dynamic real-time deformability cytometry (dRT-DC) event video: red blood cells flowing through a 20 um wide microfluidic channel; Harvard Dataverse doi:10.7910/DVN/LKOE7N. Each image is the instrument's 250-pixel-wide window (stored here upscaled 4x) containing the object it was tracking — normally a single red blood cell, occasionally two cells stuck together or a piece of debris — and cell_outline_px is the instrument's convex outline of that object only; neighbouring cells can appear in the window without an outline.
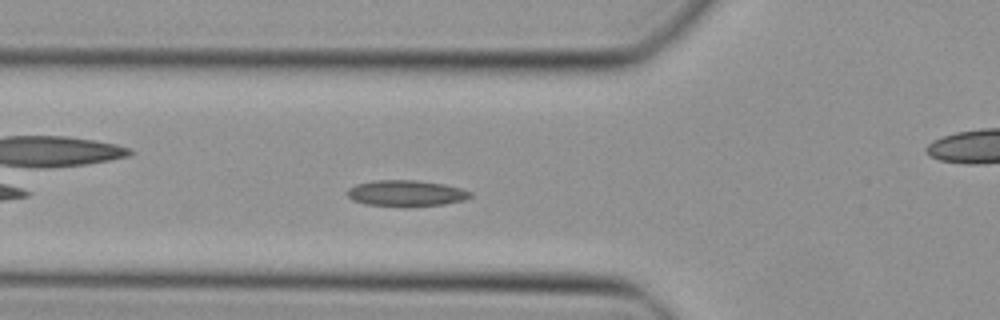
{"species": "Egyptian fruit bat (a non-hibernating species)", "species_latin": "Rousettus aegyptiacus", "temperature_condition": "cold", "stored_images_in_passage": 30, "camera_frame_rate_fps": 3000, "um_per_image_px": 0.085, "animal": {"sex": "female"}, "frame": {"image": 1, "passage_image": 6, "time_ms": 1.667, "image_size_px": [1000, 320], "cell_outline_px": [[472, 196], [464, 200], [444, 204], [364, 204], [352, 200], [348, 196], [348, 188], [356, 184], [376, 180], [416, 180], [444, 184], [460, 188], [472, 192]], "centroid_in_image_um": [34.52, 16.38], "position_along_channel_um": 91.3, "area_um2": 17.92}}
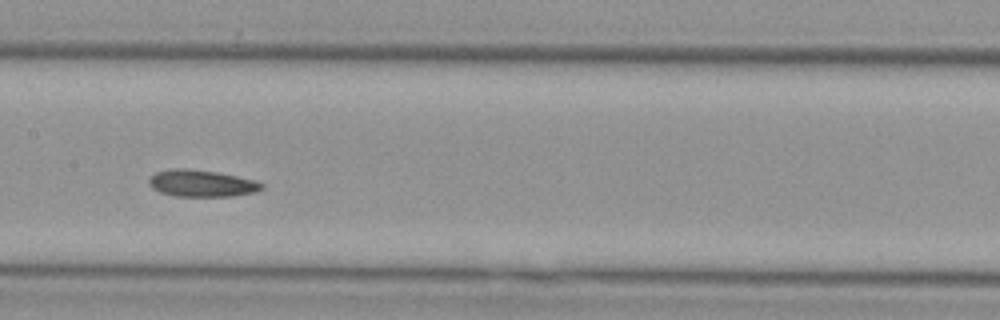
{"frame": {"image": 2, "passage_image": 13, "time_ms": 4.0, "image_size_px": [1000, 320], "cell_outline_px": [[264, 188], [256, 192], [232, 196], [176, 196], [160, 192], [152, 188], [148, 184], [148, 180], [156, 172], [172, 168], [184, 168], [216, 172], [256, 180], [264, 184]], "centroid_in_image_um": [17.15, 15.58], "position_along_channel_um": 190.3, "area_um2": 17.63}}
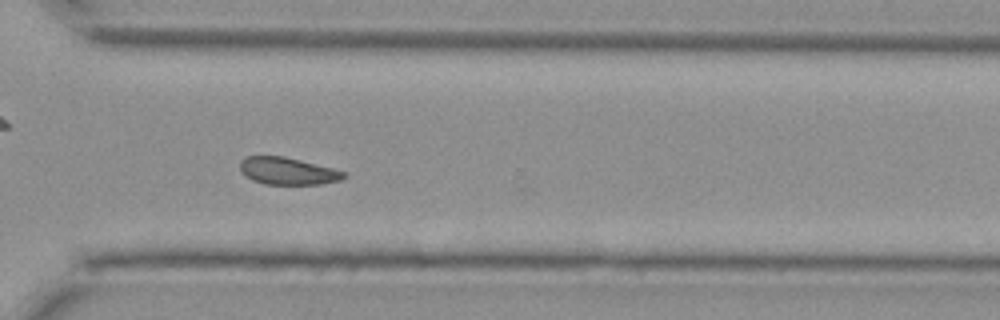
{"frame": {"image": 3, "passage_image": 24, "time_ms": 7.667, "image_size_px": [1000, 320], "cell_outline_px": [[348, 176], [340, 180], [320, 184], [264, 184], [252, 180], [244, 176], [240, 168], [240, 160], [248, 156], [284, 156], [332, 168], [344, 172]], "centroid_in_image_um": [24.43, 14.54], "position_along_channel_um": 346.2, "area_um2": 16.42}}